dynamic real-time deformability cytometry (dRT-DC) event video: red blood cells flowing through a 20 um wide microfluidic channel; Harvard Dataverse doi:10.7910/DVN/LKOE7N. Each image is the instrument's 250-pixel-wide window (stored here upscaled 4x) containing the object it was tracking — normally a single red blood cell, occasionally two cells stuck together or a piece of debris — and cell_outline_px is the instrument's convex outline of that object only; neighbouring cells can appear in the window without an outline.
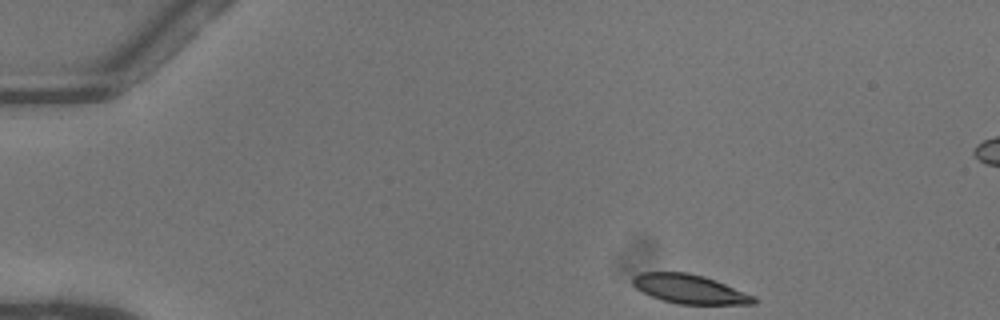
{"species": "common noctule bat (a hibernating species)", "species_latin": "Nyctalus noctula", "temperature_condition": "warm", "stored_images_in_passage": 45, "segment_of_instrument_passage": [1, 2], "camera_frame_rate_fps": 3000, "um_per_image_px": 0.085, "animal": {"sex": "female"}, "frame": {"image": 1, "passage_image": 1, "time_ms": 0.0, "image_size_px": [1000, 320], "cell_outline_px": [[756, 304], [680, 304], [664, 300], [652, 296], [636, 288], [632, 284], [632, 276], [640, 272], [688, 272], [704, 276], [716, 280], [756, 296]], "centroid_in_image_um": [58.63, 24.56], "position_along_channel_um": 26.4, "area_um2": 20.52}}
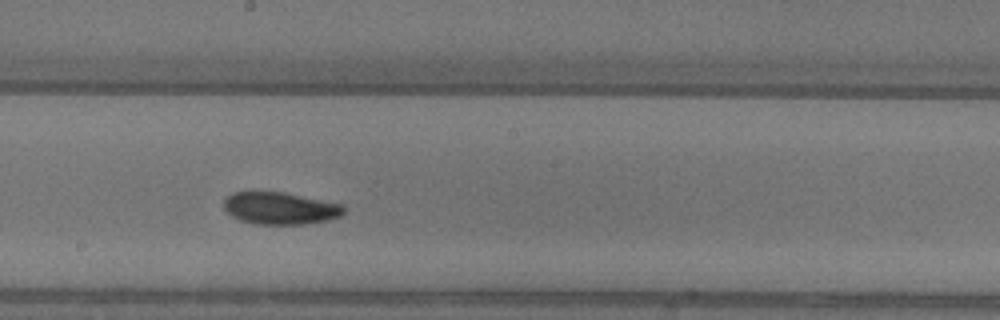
{"frame": {"image": 2, "passage_image": 22, "time_ms": 7.0, "image_size_px": [1000, 320], "cell_outline_px": [[344, 212], [340, 216], [328, 220], [304, 224], [256, 224], [240, 220], [232, 216], [224, 208], [224, 200], [232, 192], [284, 192], [344, 204]], "centroid_in_image_um": [23.83, 17.7], "position_along_channel_um": 224.4, "area_um2": 22.48}}
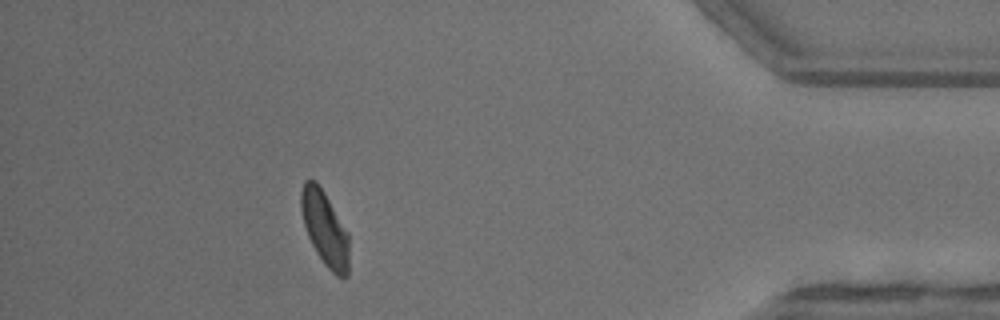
{"frame": {"image": 3, "passage_image": 39, "time_ms": 12.667, "image_size_px": [1000, 320], "cell_outline_px": [[348, 276], [344, 280], [336, 276], [324, 264], [316, 252], [308, 236], [304, 224], [300, 208], [300, 192], [304, 180], [316, 180], [324, 192], [348, 232]], "centroid_in_image_um": [27.6, 19.43], "position_along_channel_um": 407.6, "area_um2": 20.92}}